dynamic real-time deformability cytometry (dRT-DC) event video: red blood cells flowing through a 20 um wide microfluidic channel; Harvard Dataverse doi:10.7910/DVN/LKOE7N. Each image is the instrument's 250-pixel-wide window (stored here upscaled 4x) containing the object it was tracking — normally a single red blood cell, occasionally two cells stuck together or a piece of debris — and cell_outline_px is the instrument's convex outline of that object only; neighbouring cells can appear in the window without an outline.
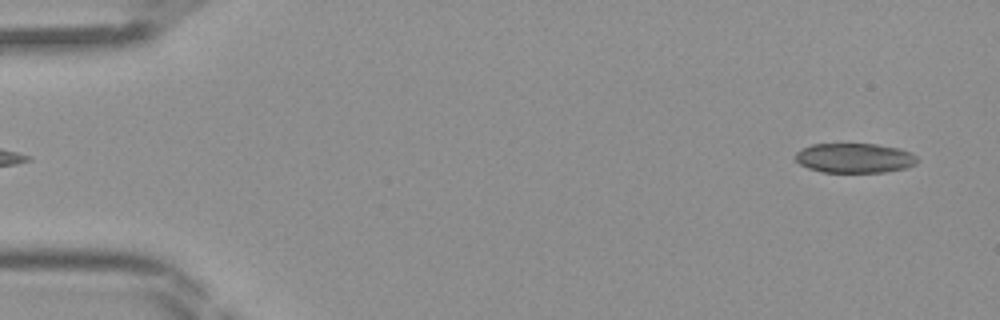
{"species": "Egyptian fruit bat (a non-hibernating species)", "species_latin": "Rousettus aegyptiacus", "temperature_condition": "room temperature", "stored_images_in_passage": 12, "camera_frame_rate_fps": 3000, "um_per_image_px": 0.085, "frame": {"image": 1, "passage_image": 2, "time_ms": 0.333, "image_size_px": [1000, 320], "cell_outline_px": [[920, 160], [916, 164], [908, 168], [884, 172], [820, 172], [808, 168], [800, 164], [796, 160], [796, 152], [812, 144], [876, 144], [900, 148], [912, 152]], "centroid_in_image_um": [72.7, 13.44], "position_along_channel_um": 12.3, "area_um2": 21.27}}
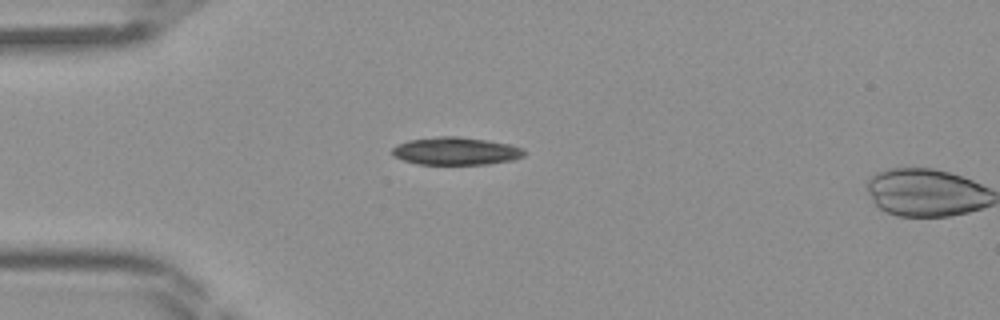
{"frame": {"image": 2, "passage_image": 11, "time_ms": 3.333, "image_size_px": [1000, 320], "cell_outline_px": [[528, 152], [524, 156], [512, 160], [488, 164], [416, 164], [392, 156], [392, 148], [396, 144], [408, 140], [436, 136], [460, 136], [488, 140], [508, 144], [524, 148]], "centroid_in_image_um": [38.75, 12.83], "position_along_channel_um": 46.3, "area_um2": 21.62}}